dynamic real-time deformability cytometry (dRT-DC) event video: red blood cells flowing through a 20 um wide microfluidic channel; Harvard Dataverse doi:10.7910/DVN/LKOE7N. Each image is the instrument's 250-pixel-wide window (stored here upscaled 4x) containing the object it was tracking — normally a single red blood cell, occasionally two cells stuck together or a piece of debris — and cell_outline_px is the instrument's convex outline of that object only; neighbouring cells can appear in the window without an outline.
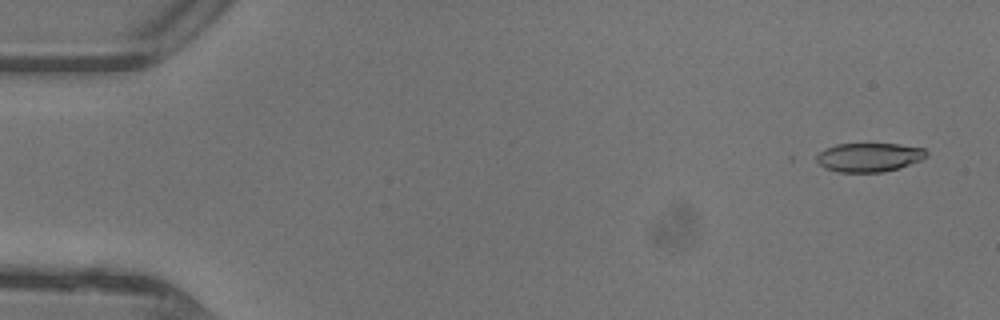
{"species": "common noctule bat (a hibernating species)", "species_latin": "Nyctalus noctula", "temperature_condition": "warm", "stored_images_in_passage": 47, "camera_frame_rate_fps": 3000, "um_per_image_px": 0.085, "animal": {"sex": "female"}, "frame": {"image": 1, "passage_image": 3, "time_ms": 0.667, "image_size_px": [1000, 320], "cell_outline_px": [[928, 156], [920, 160], [900, 168], [884, 172], [836, 172], [824, 168], [816, 160], [816, 156], [824, 148], [836, 144], [900, 144], [924, 148], [928, 152]], "centroid_in_image_um": [73.87, 13.37], "position_along_channel_um": 11.1, "area_um2": 18.67}}
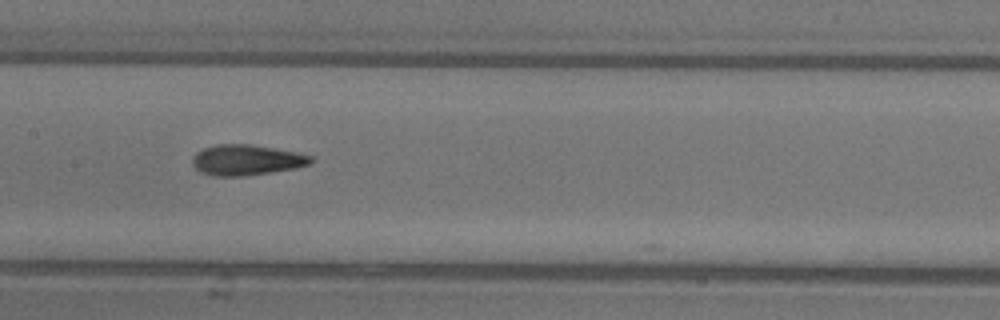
{"frame": {"image": 2, "passage_image": 24, "time_ms": 7.667, "image_size_px": [1000, 320], "cell_outline_px": [[312, 164], [296, 168], [240, 176], [212, 176], [200, 172], [192, 164], [192, 160], [196, 152], [204, 148], [220, 144], [252, 144], [296, 152], [312, 156]], "centroid_in_image_um": [20.95, 13.59], "position_along_channel_um": 186.5, "area_um2": 20.98}}
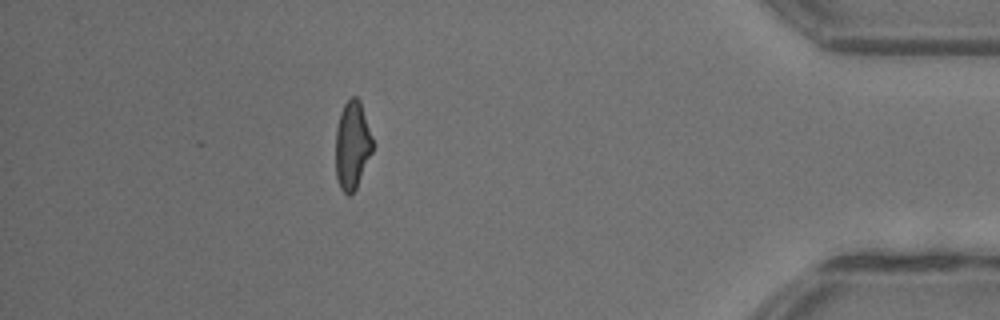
{"frame": {"image": 3, "passage_image": 42, "time_ms": 13.667, "image_size_px": [1000, 320], "cell_outline_px": [[372, 152], [356, 188], [348, 196], [340, 188], [336, 176], [336, 128], [340, 112], [344, 104], [352, 96], [356, 96], [360, 100], [372, 136]], "centroid_in_image_um": [29.93, 12.32], "position_along_channel_um": 405.3, "area_um2": 18.9}, "authors_computed_cell_mechanics": {"area_um2": 19.941, "velocity_mm_per_s": 4.4583, "shape_relaxation_time_tau1_ms": 2.805, "shape_relaxation_time_tau2_ms": 1.7739, "deformation_change_tau1": 0.1484, "deformation_change_tau2": 0.1044}}